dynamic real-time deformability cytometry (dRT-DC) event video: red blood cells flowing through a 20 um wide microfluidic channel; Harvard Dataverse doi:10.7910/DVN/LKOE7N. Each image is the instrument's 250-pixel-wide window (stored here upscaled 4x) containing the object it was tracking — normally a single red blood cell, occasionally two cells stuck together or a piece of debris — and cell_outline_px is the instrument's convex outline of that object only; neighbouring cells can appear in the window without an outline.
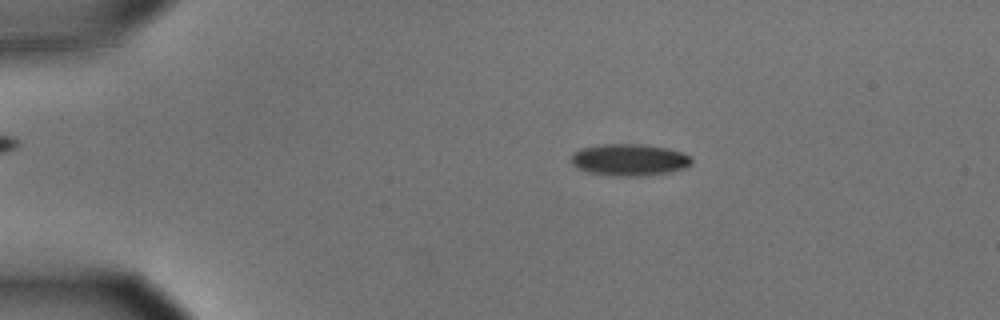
{"species": "common noctule bat (a hibernating species)", "species_latin": "Nyctalus noctula", "temperature_condition": "cold", "stored_images_in_passage": 56, "camera_frame_rate_fps": 3000, "um_per_image_px": 0.085, "animal": {"sex": "male", "body_mass_g": 15.6}, "frame": {"image": 1, "passage_image": 11, "time_ms": 3.333, "image_size_px": [1000, 320], "cell_outline_px": [[692, 164], [684, 168], [668, 172], [632, 176], [616, 176], [588, 172], [572, 164], [568, 160], [572, 152], [580, 148], [604, 144], [644, 144], [668, 148], [684, 152], [692, 156]], "centroid_in_image_um": [53.49, 13.56], "position_along_channel_um": 31.5, "area_um2": 22.48}}
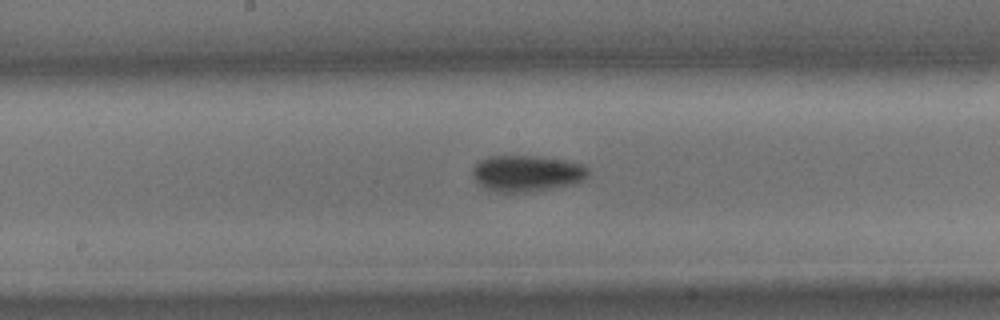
{"frame": {"image": 2, "passage_image": 30, "time_ms": 9.667, "image_size_px": [1000, 320], "cell_outline_px": [[588, 176], [584, 180], [576, 184], [532, 192], [496, 192], [480, 184], [472, 176], [472, 168], [480, 160], [488, 156], [540, 156], [564, 160], [584, 164], [588, 168]], "centroid_in_image_um": [44.82, 14.73], "position_along_channel_um": 203.4, "area_um2": 24.68}}
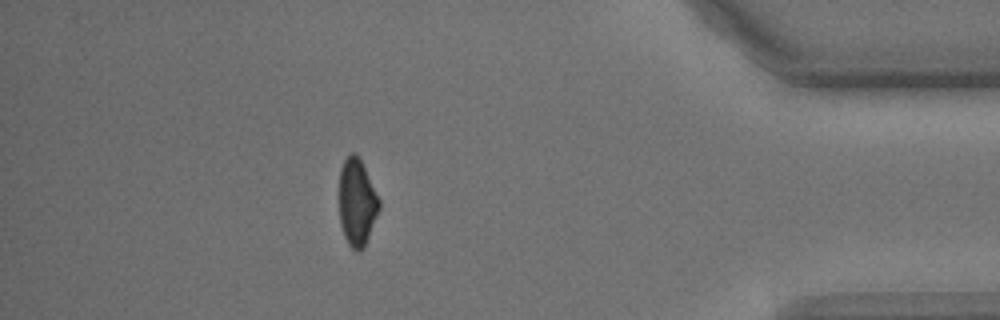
{"frame": {"image": 3, "passage_image": 50, "time_ms": 16.333, "image_size_px": [1000, 320], "cell_outline_px": [[380, 208], [364, 248], [360, 252], [356, 252], [348, 244], [344, 236], [340, 224], [340, 168], [344, 160], [352, 152], [356, 152], [380, 200]], "centroid_in_image_um": [30.34, 17.24], "position_along_channel_um": 404.9, "area_um2": 20.11}, "authors_computed_cell_mechanics": {"area_um2": 22.2241, "velocity_mm_per_s": 3.6008, "shape_relaxation_time_tau1_ms": 2.2664, "shape_relaxation_time_tau2_ms": null, "deformation_change_tau1": 0.1073, "deformation_change_tau2": null}}